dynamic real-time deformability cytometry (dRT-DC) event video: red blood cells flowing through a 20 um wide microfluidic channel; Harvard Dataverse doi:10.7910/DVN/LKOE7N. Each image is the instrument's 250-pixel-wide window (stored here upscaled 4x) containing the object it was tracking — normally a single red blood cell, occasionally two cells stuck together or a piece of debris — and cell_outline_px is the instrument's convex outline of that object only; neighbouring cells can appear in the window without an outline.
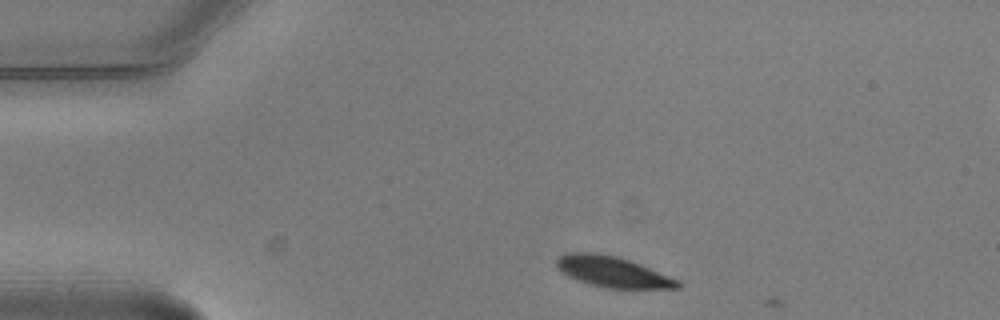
{"species": "common noctule bat (a hibernating species)", "species_latin": "Nyctalus noctula", "temperature_condition": "warm", "stored_images_in_passage": 2, "camera_frame_rate_fps": 3000, "um_per_image_px": 0.085, "animal": {"sex": "male", "body_mass_g": 20.5, "forearm_length_mm": 52.5}, "frame": {"image": 1, "passage_image": 1, "time_ms": 0.0, "image_size_px": [1000, 320], "cell_outline_px": [[680, 288], [604, 288], [576, 280], [568, 276], [556, 264], [556, 260], [560, 256], [568, 252], [592, 252], [616, 256], [640, 264], [680, 280]], "centroid_in_image_um": [52.08, 23.1], "position_along_channel_um": 32.9, "area_um2": 21.5}}